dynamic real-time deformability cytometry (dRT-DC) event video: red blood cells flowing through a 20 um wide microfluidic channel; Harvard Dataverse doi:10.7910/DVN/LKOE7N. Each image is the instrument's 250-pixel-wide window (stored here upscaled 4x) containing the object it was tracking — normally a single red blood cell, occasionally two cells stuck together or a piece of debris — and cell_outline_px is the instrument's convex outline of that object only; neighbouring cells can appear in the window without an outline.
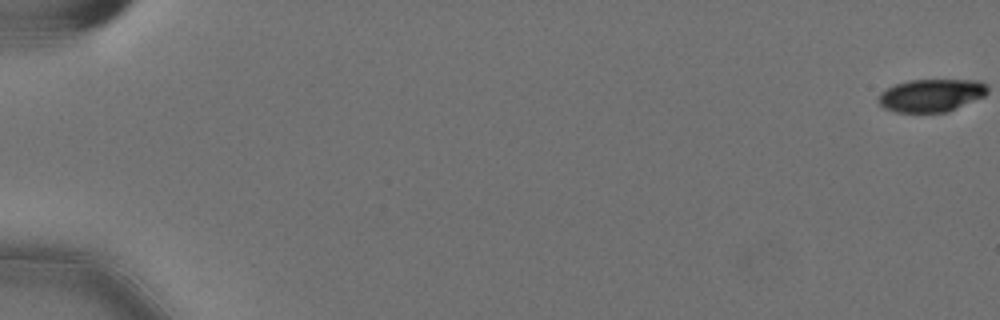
{"species": "Egyptian fruit bat (a non-hibernating species)", "species_latin": "Rousettus aegyptiacus", "temperature_condition": "cold", "stored_images_in_passage": 59, "camera_frame_rate_fps": 3000, "um_per_image_px": 0.085, "animal": {"sex": "female"}, "frame": {"image": 1, "passage_image": 1, "time_ms": 0.0, "image_size_px": [1000, 320], "cell_outline_px": [[984, 92], [948, 108], [920, 112], [896, 108], [888, 104], [884, 100], [884, 96], [888, 92], [896, 88], [908, 84], [980, 84], [984, 88]], "centroid_in_image_um": [79.14, 8.17], "position_along_channel_um": 5.9, "area_um2": 14.85}}
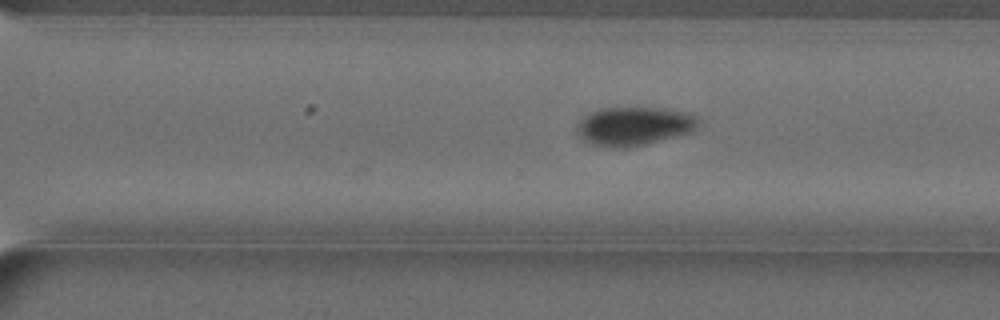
{"frame": {"image": 2, "passage_image": 42, "time_ms": 13.667, "image_size_px": [1000, 320], "cell_outline_px": [[684, 124], [676, 128], [636, 136], [600, 136], [592, 132], [592, 120], [600, 116], [628, 112], [664, 116], [684, 120]], "centroid_in_image_um": [53.8, 10.57], "position_along_channel_um": 316.8, "area_um2": 11.96}}
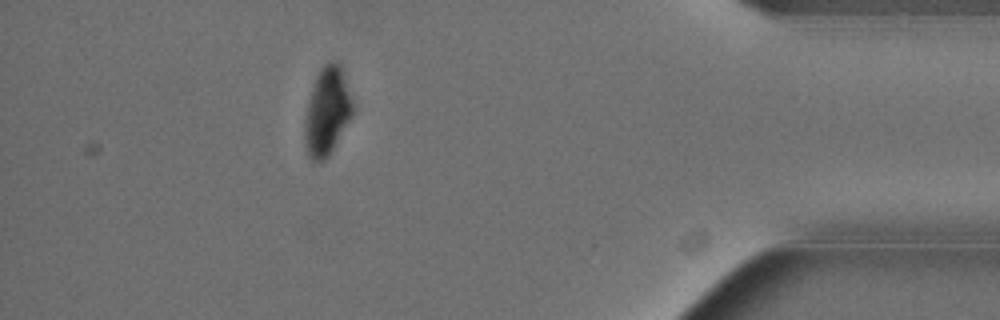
{"frame": {"image": 3, "passage_image": 53, "time_ms": 17.333, "image_size_px": [1000, 320], "cell_outline_px": [[348, 108], [344, 116], [324, 152], [316, 152], [312, 144], [312, 116], [320, 80], [324, 72], [328, 68], [332, 68], [336, 72]], "centroid_in_image_um": [27.84, 9.37], "position_along_channel_um": 407.4, "area_um2": 13.99}}